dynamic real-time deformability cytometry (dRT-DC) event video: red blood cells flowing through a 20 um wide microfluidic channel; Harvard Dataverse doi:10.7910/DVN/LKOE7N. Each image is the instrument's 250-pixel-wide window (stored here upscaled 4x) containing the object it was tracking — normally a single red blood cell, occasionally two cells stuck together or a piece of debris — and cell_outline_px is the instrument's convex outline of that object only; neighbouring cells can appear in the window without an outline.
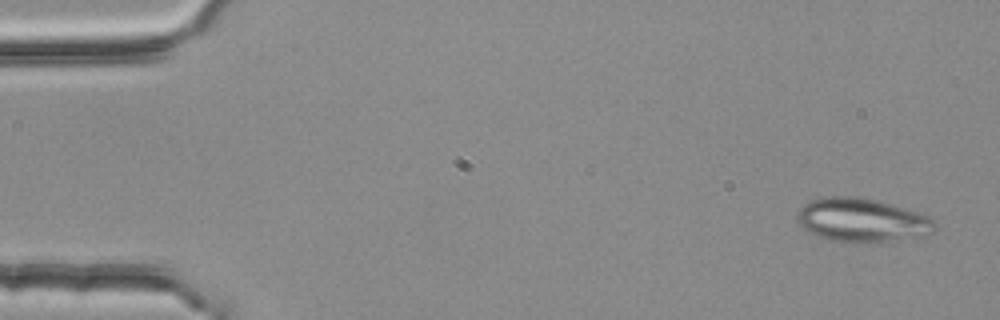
{"species": "common noctule bat (a hibernating species)", "species_latin": "Nyctalus noctula", "temperature_condition": "room temperature", "stored_images_in_passage": 3, "camera_frame_rate_fps": 3000, "um_per_image_px": 0.085, "animal": {"sex": "female", "body_mass_g": 25.1}, "frame": {"image": 1, "passage_image": 1, "time_ms": 0.0, "image_size_px": [1000, 320], "cell_outline_px": [[936, 228], [932, 232], [924, 236], [856, 244], [832, 240], [808, 232], [800, 224], [796, 216], [796, 212], [804, 204], [812, 200], [824, 196], [852, 196], [876, 200], [920, 212], [928, 216], [932, 220]], "centroid_in_image_um": [73.25, 18.71], "position_along_channel_um": 11.8, "area_um2": 35.03}}